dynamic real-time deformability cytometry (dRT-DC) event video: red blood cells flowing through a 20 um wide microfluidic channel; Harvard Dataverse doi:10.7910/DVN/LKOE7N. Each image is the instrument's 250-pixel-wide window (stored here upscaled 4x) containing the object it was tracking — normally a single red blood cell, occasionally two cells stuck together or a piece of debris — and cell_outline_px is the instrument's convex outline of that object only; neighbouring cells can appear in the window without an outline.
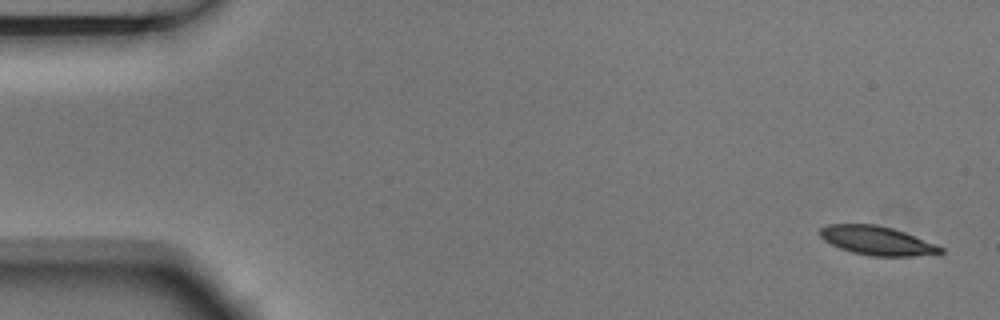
{"species": "Egyptian fruit bat (a non-hibernating species)", "species_latin": "Rousettus aegyptiacus", "temperature_condition": "room temperature", "stored_images_in_passage": 6, "camera_frame_rate_fps": 3000, "um_per_image_px": 0.085, "animal": {"sex": "male"}, "frame": {"image": 1, "passage_image": 1, "time_ms": 0.0, "image_size_px": [1000, 320], "cell_outline_px": [[944, 252], [912, 256], [872, 256], [852, 252], [840, 248], [824, 240], [820, 236], [820, 228], [828, 224], [876, 224], [892, 228], [904, 232], [936, 244], [944, 248]], "centroid_in_image_um": [74.53, 20.45], "position_along_channel_um": 10.5, "area_um2": 20.11}}